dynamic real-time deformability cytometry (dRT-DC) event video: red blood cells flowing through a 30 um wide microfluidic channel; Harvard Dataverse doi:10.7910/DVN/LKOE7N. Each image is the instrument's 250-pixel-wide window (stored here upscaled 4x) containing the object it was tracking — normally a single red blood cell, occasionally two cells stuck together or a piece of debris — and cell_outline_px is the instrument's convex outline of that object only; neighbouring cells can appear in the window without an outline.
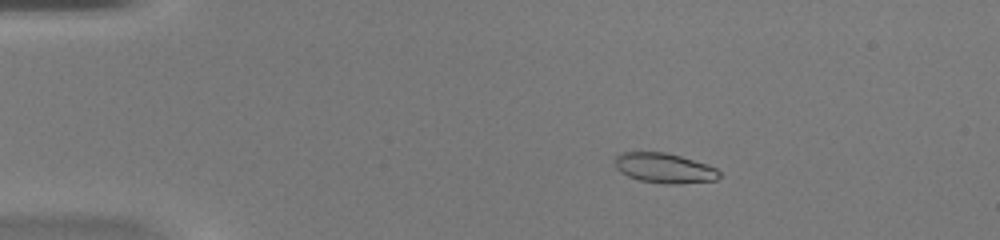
{"species": "common noctule bat (a hibernating species)", "species_latin": "Nyctalus noctula", "temperature_condition": "warm", "stored_images_in_passage": 50, "camera_frame_rate_fps": 3000, "um_per_image_px": 0.085, "animal": {"sex": "female", "body_mass_g": 20.0, "forearm_length_mm": 54.0}, "frame": {"image": 1, "passage_image": 10, "time_ms": 3.0, "image_size_px": [1000, 240], "cell_outline_px": [[720, 176], [716, 180], [676, 184], [668, 184], [640, 180], [628, 176], [620, 172], [616, 168], [616, 156], [620, 152], [664, 152], [680, 156], [708, 164], [716, 168], [720, 172]], "centroid_in_image_um": [56.48, 14.28], "position_along_channel_um": 28.5, "area_um2": 18.15}}
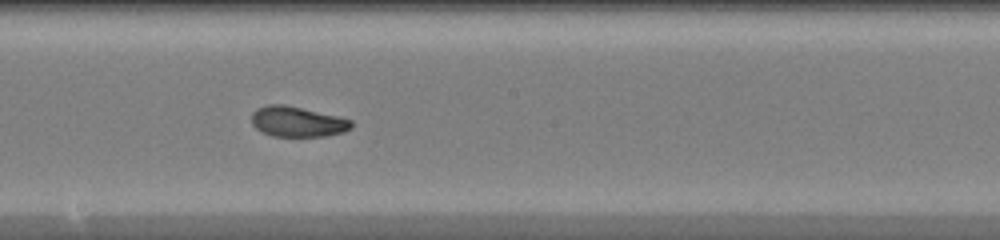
{"frame": {"image": 2, "passage_image": 29, "time_ms": 9.333, "image_size_px": [1000, 240], "cell_outline_px": [[352, 128], [344, 132], [324, 136], [272, 136], [256, 128], [252, 124], [252, 112], [256, 108], [268, 104], [284, 104], [340, 116], [352, 120]], "centroid_in_image_um": [25.29, 10.33], "position_along_channel_um": 222.9, "area_um2": 17.74}}
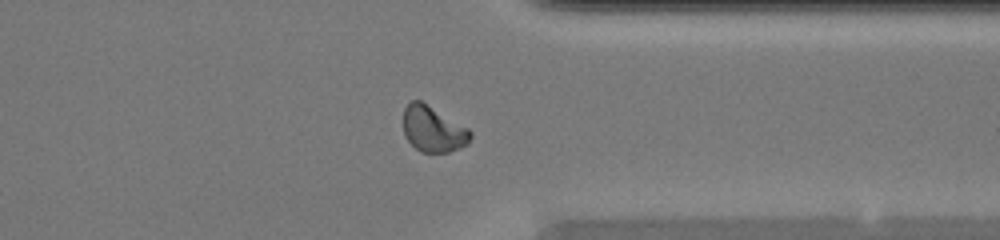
{"frame": {"image": 3, "passage_image": 40, "time_ms": 13.0, "image_size_px": [1000, 240], "cell_outline_px": [[472, 136], [468, 144], [460, 148], [448, 152], [420, 152], [404, 136], [404, 108], [412, 100], [420, 100], [468, 128], [472, 132]], "centroid_in_image_um": [36.82, 10.99], "position_along_channel_um": 374.6, "area_um2": 17.8}, "authors_computed_cell_mechanics": {"area_um2": 17.918, "velocity_mm_per_s": 4.2045, "shape_relaxation_time_tau1_ms": null, "shape_relaxation_time_tau2_ms": 0.8711, "deformation_change_tau1": null, "deformation_change_tau2": 0.0457}}